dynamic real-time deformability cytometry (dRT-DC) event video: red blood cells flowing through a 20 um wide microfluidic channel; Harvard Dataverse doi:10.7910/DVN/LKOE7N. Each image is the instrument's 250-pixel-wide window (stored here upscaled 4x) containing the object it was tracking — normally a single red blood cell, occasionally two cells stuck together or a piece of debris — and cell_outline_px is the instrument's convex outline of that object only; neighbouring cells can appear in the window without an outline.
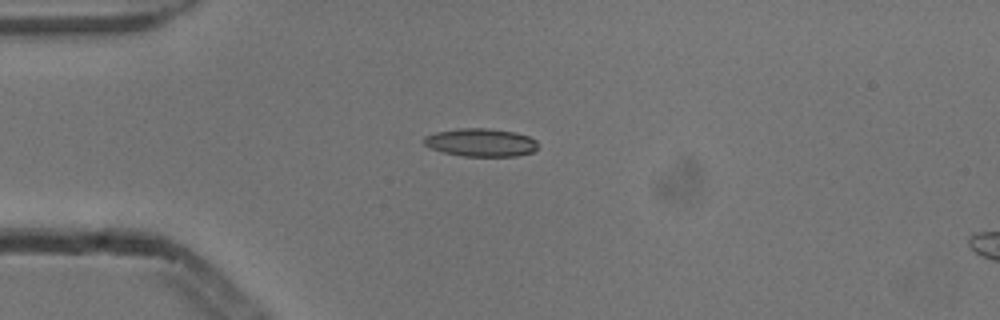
{"species": "common noctule bat (a hibernating species)", "species_latin": "Nyctalus noctula", "temperature_condition": "cold", "stored_images_in_passage": 7, "camera_frame_rate_fps": 3000, "um_per_image_px": 0.085, "animal": {"sex": "male", "body_mass_g": 13.3}, "frame": {"image": 1, "passage_image": 4, "time_ms": 1.0, "image_size_px": [1000, 320], "cell_outline_px": [[536, 148], [532, 152], [516, 156], [460, 156], [428, 148], [424, 144], [424, 136], [436, 132], [456, 128], [488, 128], [516, 132], [528, 136], [536, 140]], "centroid_in_image_um": [40.83, 12.1], "position_along_channel_um": 44.2, "area_um2": 18.73}}
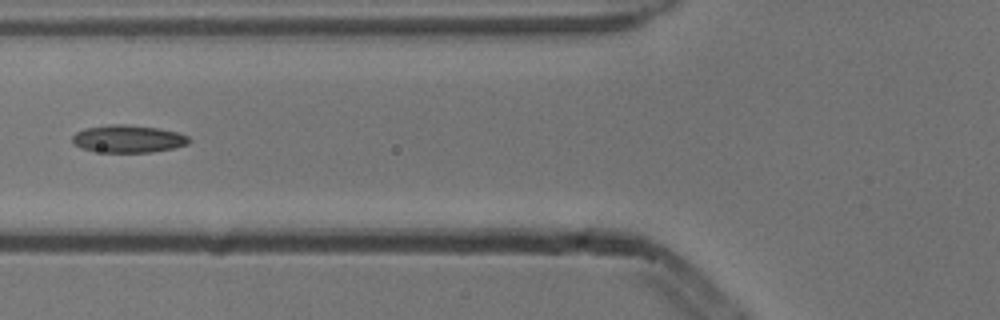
{"frame": {"image": 2, "passage_image": 6, "time_ms": 1.667, "image_size_px": [1000, 320], "cell_outline_px": [[192, 140], [188, 144], [172, 148], [152, 152], [104, 152], [80, 148], [72, 144], [72, 136], [76, 132], [84, 128], [108, 124], [124, 124], [160, 128], [176, 132], [188, 136]], "centroid_in_image_um": [10.87, 11.79], "position_along_channel_um": 114.9, "area_um2": 18.84}}
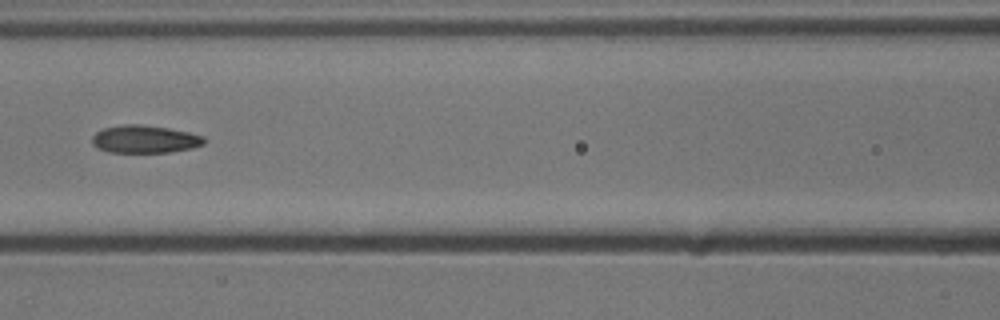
{"frame": {"image": 3, "passage_image": 7, "time_ms": 2.0, "image_size_px": [1000, 320], "cell_outline_px": [[204, 144], [192, 148], [168, 152], [108, 152], [92, 144], [92, 136], [96, 132], [104, 128], [124, 124], [140, 124], [168, 128], [188, 132], [204, 136]], "centroid_in_image_um": [12.3, 11.82], "position_along_channel_um": 154.3, "area_um2": 17.98}}